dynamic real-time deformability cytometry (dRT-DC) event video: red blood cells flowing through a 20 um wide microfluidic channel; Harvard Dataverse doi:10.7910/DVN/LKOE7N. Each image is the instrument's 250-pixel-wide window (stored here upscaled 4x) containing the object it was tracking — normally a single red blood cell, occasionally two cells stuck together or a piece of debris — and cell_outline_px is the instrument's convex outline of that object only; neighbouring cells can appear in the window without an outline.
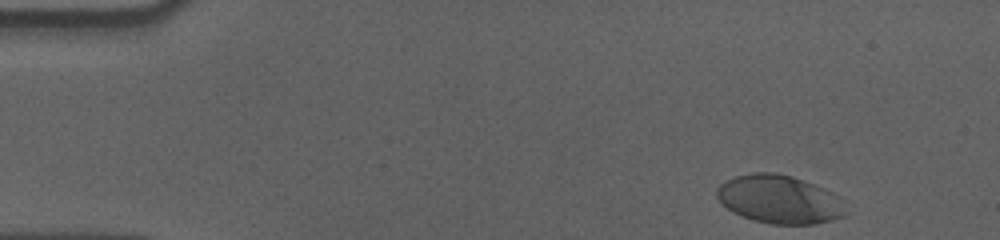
{"species": "human", "species_latin": "Homo sapiens", "temperature_condition": "cold", "stored_images_in_passage": 44, "camera_frame_rate_fps": 3000, "um_per_image_px": 0.085, "donor": {"sex": "male"}, "frame": {"image": 1, "passage_image": 1, "time_ms": 0.0, "image_size_px": [1000, 240], "cell_outline_px": [[848, 212], [844, 216], [832, 220], [812, 224], [768, 224], [752, 220], [732, 212], [716, 196], [716, 188], [720, 184], [736, 176], [756, 172], [776, 172], [792, 176], [812, 184], [840, 196]], "centroid_in_image_um": [66.26, 16.95], "position_along_channel_um": 18.7, "area_um2": 36.3}}
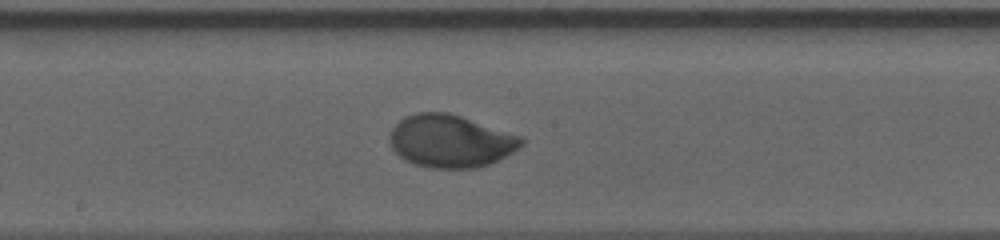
{"frame": {"image": 2, "passage_image": 26, "time_ms": 8.333, "image_size_px": [1000, 240], "cell_outline_px": [[524, 144], [512, 152], [492, 164], [476, 168], [432, 168], [416, 164], [400, 156], [392, 148], [388, 140], [388, 132], [404, 116], [416, 112], [448, 112], [524, 136]], "centroid_in_image_um": [38.31, 11.98], "position_along_channel_um": 209.9, "area_um2": 40.69}}
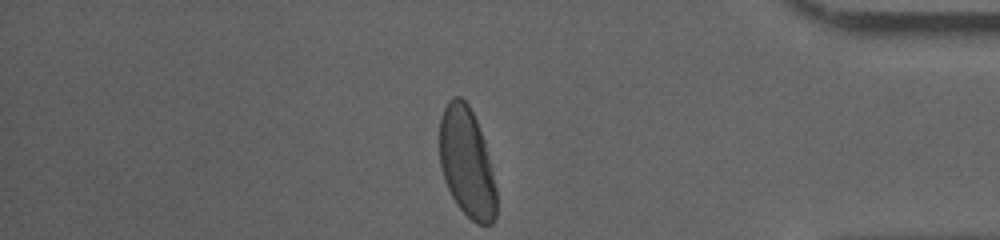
{"frame": {"image": 3, "passage_image": 44, "time_ms": 14.333, "image_size_px": [1000, 240], "cell_outline_px": [[496, 216], [492, 224], [476, 224], [456, 204], [444, 180], [440, 164], [440, 116], [448, 100], [452, 96], [460, 96], [468, 104], [476, 120], [484, 140], [496, 188]], "centroid_in_image_um": [39.67, 13.81], "position_along_channel_um": 395.5, "area_um2": 36.18}, "authors_computed_cell_mechanics": {"area_um2": 38.7549, "velocity_mm_per_s": 3.5487, "shape_relaxation_time_tau1_ms": 3.1782, "shape_relaxation_time_tau2_ms": null, "deformation_change_tau1": 0.138, "deformation_change_tau2": null}}